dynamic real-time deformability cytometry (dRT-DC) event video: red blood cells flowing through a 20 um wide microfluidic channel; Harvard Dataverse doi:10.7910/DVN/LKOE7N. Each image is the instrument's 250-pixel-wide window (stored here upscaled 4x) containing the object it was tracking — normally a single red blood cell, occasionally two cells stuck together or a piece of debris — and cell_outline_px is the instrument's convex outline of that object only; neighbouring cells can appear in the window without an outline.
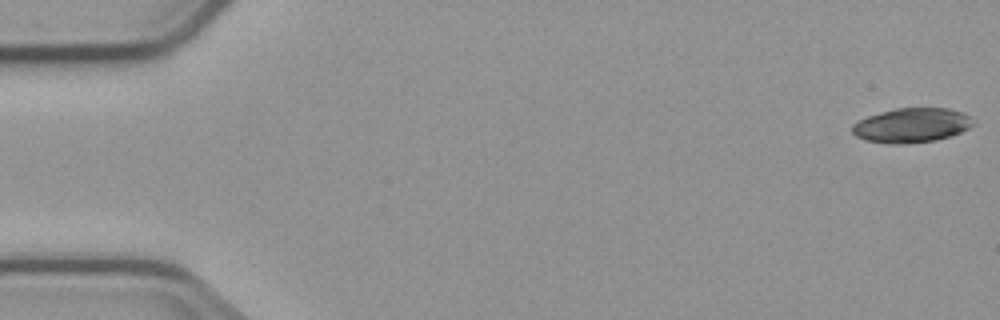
{"species": "common noctule bat (a hibernating species)", "species_latin": "Nyctalus noctula", "temperature_condition": "cold", "stored_images_in_passage": 6, "camera_frame_rate_fps": 3000, "um_per_image_px": 0.085, "animal": {"sex": "male", "body_mass_g": 23.1, "forearm_length_mm": 52.7}, "frame": {"image": 1, "passage_image": 1, "time_ms": 0.0, "image_size_px": [1000, 320], "cell_outline_px": [[976, 124], [960, 132], [936, 140], [904, 144], [888, 144], [864, 140], [856, 136], [852, 132], [852, 124], [856, 120], [880, 112], [896, 108], [948, 108], [972, 116]], "centroid_in_image_um": [77.47, 10.65], "position_along_channel_um": 7.5, "area_um2": 24.51}}
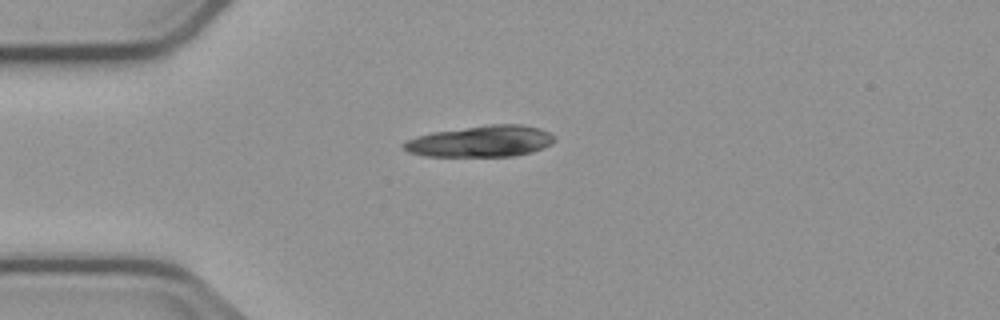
{"frame": {"image": 2, "passage_image": 4, "time_ms": 4.333, "image_size_px": [1000, 320], "cell_outline_px": [[556, 140], [552, 144], [544, 148], [532, 152], [512, 156], [424, 156], [408, 152], [400, 148], [400, 144], [416, 136], [432, 132], [488, 124], [520, 124], [540, 128], [556, 136]], "centroid_in_image_um": [40.87, 12.01], "position_along_channel_um": 44.1, "area_um2": 27.86}}